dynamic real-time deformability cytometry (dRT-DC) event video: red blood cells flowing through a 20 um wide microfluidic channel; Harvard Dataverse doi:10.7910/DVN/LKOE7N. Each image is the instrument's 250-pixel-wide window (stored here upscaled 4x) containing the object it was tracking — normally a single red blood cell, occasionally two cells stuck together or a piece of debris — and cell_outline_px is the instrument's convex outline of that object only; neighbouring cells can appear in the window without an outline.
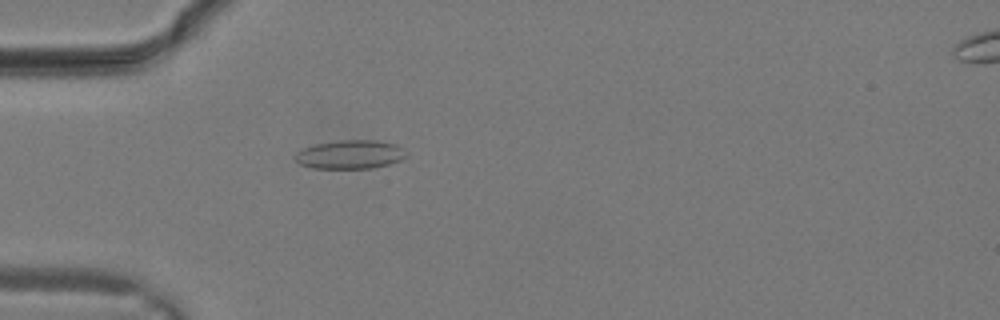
{"species": "common noctule bat (a hibernating species)", "species_latin": "Nyctalus noctula", "temperature_condition": "warm", "stored_images_in_passage": 31, "camera_frame_rate_fps": 3000, "um_per_image_px": 0.085, "animal": {"sex": "male", "body_mass_g": 19.2, "forearm_length_mm": 51.8}, "frame": {"image": 1, "passage_image": 10, "time_ms": 3.0, "image_size_px": [1000, 320], "cell_outline_px": [[408, 156], [400, 160], [388, 164], [372, 168], [312, 168], [300, 164], [292, 156], [296, 152], [304, 148], [316, 144], [340, 140], [376, 140], [396, 144], [404, 148]], "centroid_in_image_um": [29.77, 13.13], "position_along_channel_um": 55.2, "area_um2": 18.67}}
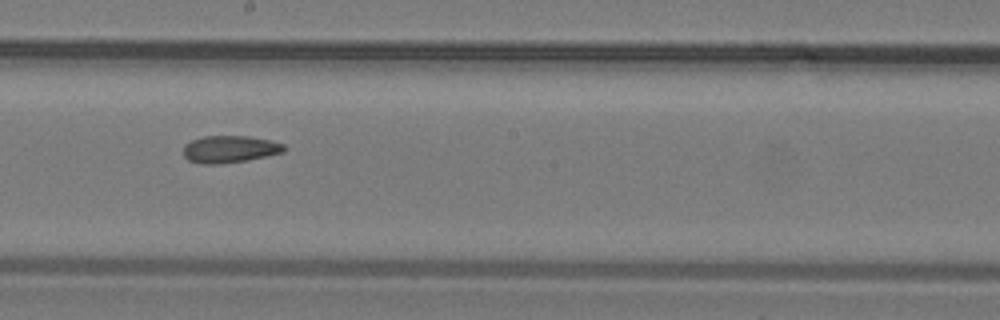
{"frame": {"image": 2, "passage_image": 18, "time_ms": 5.667, "image_size_px": [1000, 320], "cell_outline_px": [[288, 148], [284, 152], [248, 160], [220, 164], [204, 164], [188, 160], [184, 156], [184, 144], [192, 140], [204, 136], [248, 136], [268, 140], [284, 144]], "centroid_in_image_um": [19.54, 12.68], "position_along_channel_um": 228.7, "area_um2": 15.95}}
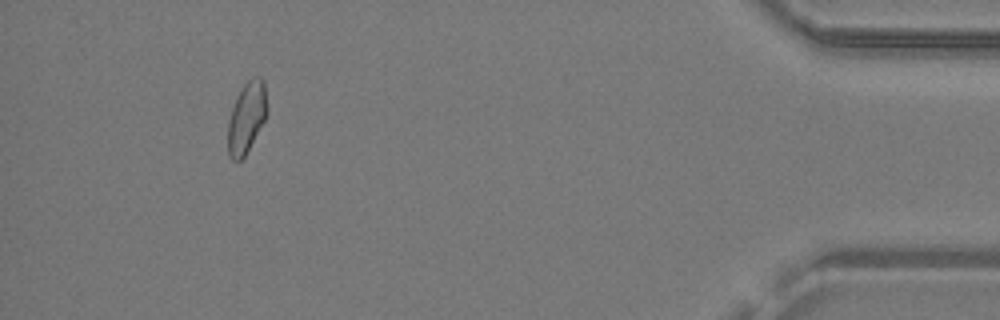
{"frame": {"image": 3, "passage_image": 29, "time_ms": 9.333, "image_size_px": [1000, 320], "cell_outline_px": [[268, 112], [264, 120], [244, 156], [240, 160], [232, 160], [228, 156], [228, 120], [232, 108], [244, 84], [252, 76], [260, 76], [264, 80], [268, 104]], "centroid_in_image_um": [20.98, 9.95], "position_along_channel_um": 414.2, "area_um2": 16.13}}